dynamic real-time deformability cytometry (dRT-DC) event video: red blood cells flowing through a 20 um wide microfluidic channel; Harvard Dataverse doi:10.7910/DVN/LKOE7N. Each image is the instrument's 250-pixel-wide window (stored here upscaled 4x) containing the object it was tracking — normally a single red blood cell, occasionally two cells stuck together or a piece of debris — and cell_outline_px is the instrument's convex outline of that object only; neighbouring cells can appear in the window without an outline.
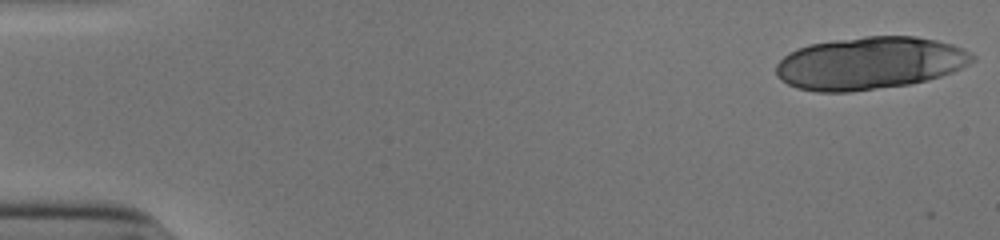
{"species": "human", "species_latin": "Homo sapiens", "temperature_condition": "cold", "stored_images_in_passage": 18, "camera_frame_rate_fps": 3000, "um_per_image_px": 0.085, "donor": {"sex": "male"}, "frame": {"image": 1, "passage_image": 1, "time_ms": 0.0, "image_size_px": [1000, 240], "cell_outline_px": [[976, 60], [952, 72], [928, 80], [908, 84], [852, 92], [816, 92], [796, 88], [780, 80], [776, 76], [776, 64], [788, 52], [796, 48], [808, 44], [864, 36], [916, 36], [936, 40], [952, 44], [964, 48], [972, 52], [976, 56]], "centroid_in_image_um": [73.91, 5.37], "position_along_channel_um": 11.1, "area_um2": 60.57}}